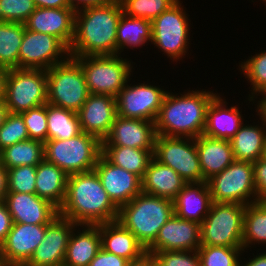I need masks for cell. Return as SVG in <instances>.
<instances>
[{
  "mask_svg": "<svg viewBox=\"0 0 266 266\" xmlns=\"http://www.w3.org/2000/svg\"><path fill=\"white\" fill-rule=\"evenodd\" d=\"M119 208L112 202L95 170L68 176L66 196L59 215L77 225L116 221Z\"/></svg>",
  "mask_w": 266,
  "mask_h": 266,
  "instance_id": "6da1fadb",
  "label": "cell"
},
{
  "mask_svg": "<svg viewBox=\"0 0 266 266\" xmlns=\"http://www.w3.org/2000/svg\"><path fill=\"white\" fill-rule=\"evenodd\" d=\"M122 14L119 0L76 11L69 56L116 55L117 26Z\"/></svg>",
  "mask_w": 266,
  "mask_h": 266,
  "instance_id": "7a4b0ae2",
  "label": "cell"
},
{
  "mask_svg": "<svg viewBox=\"0 0 266 266\" xmlns=\"http://www.w3.org/2000/svg\"><path fill=\"white\" fill-rule=\"evenodd\" d=\"M215 92L195 89L174 94L168 90L155 120L156 134L194 139L203 135L206 110Z\"/></svg>",
  "mask_w": 266,
  "mask_h": 266,
  "instance_id": "3957f363",
  "label": "cell"
},
{
  "mask_svg": "<svg viewBox=\"0 0 266 266\" xmlns=\"http://www.w3.org/2000/svg\"><path fill=\"white\" fill-rule=\"evenodd\" d=\"M173 214V200L141 192L119 208L117 221L147 249Z\"/></svg>",
  "mask_w": 266,
  "mask_h": 266,
  "instance_id": "277c9868",
  "label": "cell"
},
{
  "mask_svg": "<svg viewBox=\"0 0 266 266\" xmlns=\"http://www.w3.org/2000/svg\"><path fill=\"white\" fill-rule=\"evenodd\" d=\"M101 153L102 142L83 131L66 140H47L44 143L45 160L61 168L68 176L94 170Z\"/></svg>",
  "mask_w": 266,
  "mask_h": 266,
  "instance_id": "5b68a950",
  "label": "cell"
},
{
  "mask_svg": "<svg viewBox=\"0 0 266 266\" xmlns=\"http://www.w3.org/2000/svg\"><path fill=\"white\" fill-rule=\"evenodd\" d=\"M123 55L72 57L81 66L90 94L117 97L133 76V62ZM132 63V64H131Z\"/></svg>",
  "mask_w": 266,
  "mask_h": 266,
  "instance_id": "8992f818",
  "label": "cell"
},
{
  "mask_svg": "<svg viewBox=\"0 0 266 266\" xmlns=\"http://www.w3.org/2000/svg\"><path fill=\"white\" fill-rule=\"evenodd\" d=\"M46 73L47 103L77 113L90 95L80 64L69 56Z\"/></svg>",
  "mask_w": 266,
  "mask_h": 266,
  "instance_id": "52a82bcc",
  "label": "cell"
},
{
  "mask_svg": "<svg viewBox=\"0 0 266 266\" xmlns=\"http://www.w3.org/2000/svg\"><path fill=\"white\" fill-rule=\"evenodd\" d=\"M246 205L212 202L200 224L201 246L243 247V219Z\"/></svg>",
  "mask_w": 266,
  "mask_h": 266,
  "instance_id": "ba28073f",
  "label": "cell"
},
{
  "mask_svg": "<svg viewBox=\"0 0 266 266\" xmlns=\"http://www.w3.org/2000/svg\"><path fill=\"white\" fill-rule=\"evenodd\" d=\"M186 8L178 0L152 21V41L167 58L178 62L189 53L190 27Z\"/></svg>",
  "mask_w": 266,
  "mask_h": 266,
  "instance_id": "9c48e42d",
  "label": "cell"
},
{
  "mask_svg": "<svg viewBox=\"0 0 266 266\" xmlns=\"http://www.w3.org/2000/svg\"><path fill=\"white\" fill-rule=\"evenodd\" d=\"M46 103V70L19 68L8 70L5 104L9 113L20 114Z\"/></svg>",
  "mask_w": 266,
  "mask_h": 266,
  "instance_id": "30bf717a",
  "label": "cell"
},
{
  "mask_svg": "<svg viewBox=\"0 0 266 266\" xmlns=\"http://www.w3.org/2000/svg\"><path fill=\"white\" fill-rule=\"evenodd\" d=\"M207 183L212 202L248 205L257 201L252 162L234 160Z\"/></svg>",
  "mask_w": 266,
  "mask_h": 266,
  "instance_id": "8fae6325",
  "label": "cell"
},
{
  "mask_svg": "<svg viewBox=\"0 0 266 266\" xmlns=\"http://www.w3.org/2000/svg\"><path fill=\"white\" fill-rule=\"evenodd\" d=\"M153 157L171 167L187 183L205 181L194 138L157 135Z\"/></svg>",
  "mask_w": 266,
  "mask_h": 266,
  "instance_id": "7c38bea8",
  "label": "cell"
},
{
  "mask_svg": "<svg viewBox=\"0 0 266 266\" xmlns=\"http://www.w3.org/2000/svg\"><path fill=\"white\" fill-rule=\"evenodd\" d=\"M130 80L116 97L117 115L155 122L168 91L160 85H150L148 81L132 85Z\"/></svg>",
  "mask_w": 266,
  "mask_h": 266,
  "instance_id": "4fadbf2b",
  "label": "cell"
},
{
  "mask_svg": "<svg viewBox=\"0 0 266 266\" xmlns=\"http://www.w3.org/2000/svg\"><path fill=\"white\" fill-rule=\"evenodd\" d=\"M68 57V48L58 38L25 28L19 49V69L47 71Z\"/></svg>",
  "mask_w": 266,
  "mask_h": 266,
  "instance_id": "5bb4252c",
  "label": "cell"
},
{
  "mask_svg": "<svg viewBox=\"0 0 266 266\" xmlns=\"http://www.w3.org/2000/svg\"><path fill=\"white\" fill-rule=\"evenodd\" d=\"M49 224L13 223L0 246L3 266H24L44 239Z\"/></svg>",
  "mask_w": 266,
  "mask_h": 266,
  "instance_id": "9a60e30c",
  "label": "cell"
},
{
  "mask_svg": "<svg viewBox=\"0 0 266 266\" xmlns=\"http://www.w3.org/2000/svg\"><path fill=\"white\" fill-rule=\"evenodd\" d=\"M201 246L200 223L173 214L161 227L148 254L161 251H195Z\"/></svg>",
  "mask_w": 266,
  "mask_h": 266,
  "instance_id": "2e32d148",
  "label": "cell"
},
{
  "mask_svg": "<svg viewBox=\"0 0 266 266\" xmlns=\"http://www.w3.org/2000/svg\"><path fill=\"white\" fill-rule=\"evenodd\" d=\"M94 170L109 198L118 208L142 192V181L137 175L112 164L102 153Z\"/></svg>",
  "mask_w": 266,
  "mask_h": 266,
  "instance_id": "e0dca14e",
  "label": "cell"
},
{
  "mask_svg": "<svg viewBox=\"0 0 266 266\" xmlns=\"http://www.w3.org/2000/svg\"><path fill=\"white\" fill-rule=\"evenodd\" d=\"M76 225L58 215L46 227L44 239L24 266H63L68 240Z\"/></svg>",
  "mask_w": 266,
  "mask_h": 266,
  "instance_id": "ac0fdd59",
  "label": "cell"
},
{
  "mask_svg": "<svg viewBox=\"0 0 266 266\" xmlns=\"http://www.w3.org/2000/svg\"><path fill=\"white\" fill-rule=\"evenodd\" d=\"M156 136L155 122L117 115L102 146H124L154 153Z\"/></svg>",
  "mask_w": 266,
  "mask_h": 266,
  "instance_id": "d6986e66",
  "label": "cell"
},
{
  "mask_svg": "<svg viewBox=\"0 0 266 266\" xmlns=\"http://www.w3.org/2000/svg\"><path fill=\"white\" fill-rule=\"evenodd\" d=\"M77 115L81 130L102 142L109 135L117 116L116 98L110 95L90 94Z\"/></svg>",
  "mask_w": 266,
  "mask_h": 266,
  "instance_id": "ffe728a7",
  "label": "cell"
},
{
  "mask_svg": "<svg viewBox=\"0 0 266 266\" xmlns=\"http://www.w3.org/2000/svg\"><path fill=\"white\" fill-rule=\"evenodd\" d=\"M3 202L13 223L50 224L59 215L56 206L36 194L8 192Z\"/></svg>",
  "mask_w": 266,
  "mask_h": 266,
  "instance_id": "44dd1931",
  "label": "cell"
},
{
  "mask_svg": "<svg viewBox=\"0 0 266 266\" xmlns=\"http://www.w3.org/2000/svg\"><path fill=\"white\" fill-rule=\"evenodd\" d=\"M75 13L70 7H37L24 23L25 28L53 35L69 49L74 37Z\"/></svg>",
  "mask_w": 266,
  "mask_h": 266,
  "instance_id": "7402d4cb",
  "label": "cell"
},
{
  "mask_svg": "<svg viewBox=\"0 0 266 266\" xmlns=\"http://www.w3.org/2000/svg\"><path fill=\"white\" fill-rule=\"evenodd\" d=\"M221 96L218 93L207 107L203 135L215 139L230 140L242 126L245 119L239 107L231 105L228 108V102L225 101V97L222 98Z\"/></svg>",
  "mask_w": 266,
  "mask_h": 266,
  "instance_id": "603a6c76",
  "label": "cell"
},
{
  "mask_svg": "<svg viewBox=\"0 0 266 266\" xmlns=\"http://www.w3.org/2000/svg\"><path fill=\"white\" fill-rule=\"evenodd\" d=\"M99 233L103 250L127 259L129 262L147 254V250L135 235L117 220L99 224Z\"/></svg>",
  "mask_w": 266,
  "mask_h": 266,
  "instance_id": "cb8c5ba5",
  "label": "cell"
},
{
  "mask_svg": "<svg viewBox=\"0 0 266 266\" xmlns=\"http://www.w3.org/2000/svg\"><path fill=\"white\" fill-rule=\"evenodd\" d=\"M100 248L99 224H78L69 237L63 266H89Z\"/></svg>",
  "mask_w": 266,
  "mask_h": 266,
  "instance_id": "d4e9b609",
  "label": "cell"
},
{
  "mask_svg": "<svg viewBox=\"0 0 266 266\" xmlns=\"http://www.w3.org/2000/svg\"><path fill=\"white\" fill-rule=\"evenodd\" d=\"M195 141L201 172L206 182L235 160L230 140L200 135Z\"/></svg>",
  "mask_w": 266,
  "mask_h": 266,
  "instance_id": "484cf974",
  "label": "cell"
},
{
  "mask_svg": "<svg viewBox=\"0 0 266 266\" xmlns=\"http://www.w3.org/2000/svg\"><path fill=\"white\" fill-rule=\"evenodd\" d=\"M173 202L174 214L177 217L201 224L212 204L208 183H187Z\"/></svg>",
  "mask_w": 266,
  "mask_h": 266,
  "instance_id": "4316f807",
  "label": "cell"
},
{
  "mask_svg": "<svg viewBox=\"0 0 266 266\" xmlns=\"http://www.w3.org/2000/svg\"><path fill=\"white\" fill-rule=\"evenodd\" d=\"M142 192L145 194L174 200L187 182L171 167L154 157L142 178Z\"/></svg>",
  "mask_w": 266,
  "mask_h": 266,
  "instance_id": "83f0119b",
  "label": "cell"
},
{
  "mask_svg": "<svg viewBox=\"0 0 266 266\" xmlns=\"http://www.w3.org/2000/svg\"><path fill=\"white\" fill-rule=\"evenodd\" d=\"M68 175L45 159L36 166L35 194L58 209L62 206L67 189Z\"/></svg>",
  "mask_w": 266,
  "mask_h": 266,
  "instance_id": "f1b7e54d",
  "label": "cell"
},
{
  "mask_svg": "<svg viewBox=\"0 0 266 266\" xmlns=\"http://www.w3.org/2000/svg\"><path fill=\"white\" fill-rule=\"evenodd\" d=\"M262 125V126H261ZM266 127L262 124H242L230 139L234 159L237 161L256 162L262 157Z\"/></svg>",
  "mask_w": 266,
  "mask_h": 266,
  "instance_id": "f546056e",
  "label": "cell"
},
{
  "mask_svg": "<svg viewBox=\"0 0 266 266\" xmlns=\"http://www.w3.org/2000/svg\"><path fill=\"white\" fill-rule=\"evenodd\" d=\"M152 41V21L121 15L117 26L116 54L124 49L139 48Z\"/></svg>",
  "mask_w": 266,
  "mask_h": 266,
  "instance_id": "4dcf8cb0",
  "label": "cell"
},
{
  "mask_svg": "<svg viewBox=\"0 0 266 266\" xmlns=\"http://www.w3.org/2000/svg\"><path fill=\"white\" fill-rule=\"evenodd\" d=\"M102 154L114 165L137 175L141 180L153 158L151 150L124 146H102Z\"/></svg>",
  "mask_w": 266,
  "mask_h": 266,
  "instance_id": "1f68e13d",
  "label": "cell"
},
{
  "mask_svg": "<svg viewBox=\"0 0 266 266\" xmlns=\"http://www.w3.org/2000/svg\"><path fill=\"white\" fill-rule=\"evenodd\" d=\"M1 164L8 170L13 167L37 166L45 159L44 143L27 139L0 151Z\"/></svg>",
  "mask_w": 266,
  "mask_h": 266,
  "instance_id": "d6a6232c",
  "label": "cell"
},
{
  "mask_svg": "<svg viewBox=\"0 0 266 266\" xmlns=\"http://www.w3.org/2000/svg\"><path fill=\"white\" fill-rule=\"evenodd\" d=\"M266 244V200L246 205L243 219L242 246L245 252L252 245ZM251 245V246H250Z\"/></svg>",
  "mask_w": 266,
  "mask_h": 266,
  "instance_id": "836d02e7",
  "label": "cell"
},
{
  "mask_svg": "<svg viewBox=\"0 0 266 266\" xmlns=\"http://www.w3.org/2000/svg\"><path fill=\"white\" fill-rule=\"evenodd\" d=\"M47 140H66L82 132L76 112L47 103Z\"/></svg>",
  "mask_w": 266,
  "mask_h": 266,
  "instance_id": "e575fe53",
  "label": "cell"
},
{
  "mask_svg": "<svg viewBox=\"0 0 266 266\" xmlns=\"http://www.w3.org/2000/svg\"><path fill=\"white\" fill-rule=\"evenodd\" d=\"M25 24L0 21V66L19 68V49L24 36Z\"/></svg>",
  "mask_w": 266,
  "mask_h": 266,
  "instance_id": "d590c367",
  "label": "cell"
},
{
  "mask_svg": "<svg viewBox=\"0 0 266 266\" xmlns=\"http://www.w3.org/2000/svg\"><path fill=\"white\" fill-rule=\"evenodd\" d=\"M239 70L248 83H251V94L248 101L259 93L266 91V50L251 55L246 61L239 63Z\"/></svg>",
  "mask_w": 266,
  "mask_h": 266,
  "instance_id": "8d00e7d4",
  "label": "cell"
},
{
  "mask_svg": "<svg viewBox=\"0 0 266 266\" xmlns=\"http://www.w3.org/2000/svg\"><path fill=\"white\" fill-rule=\"evenodd\" d=\"M243 247L200 246V266H240Z\"/></svg>",
  "mask_w": 266,
  "mask_h": 266,
  "instance_id": "74e56055",
  "label": "cell"
},
{
  "mask_svg": "<svg viewBox=\"0 0 266 266\" xmlns=\"http://www.w3.org/2000/svg\"><path fill=\"white\" fill-rule=\"evenodd\" d=\"M126 16L153 21L178 0H119Z\"/></svg>",
  "mask_w": 266,
  "mask_h": 266,
  "instance_id": "f35d334b",
  "label": "cell"
},
{
  "mask_svg": "<svg viewBox=\"0 0 266 266\" xmlns=\"http://www.w3.org/2000/svg\"><path fill=\"white\" fill-rule=\"evenodd\" d=\"M27 139H29V135L22 116L8 113L0 127V151Z\"/></svg>",
  "mask_w": 266,
  "mask_h": 266,
  "instance_id": "ab89813d",
  "label": "cell"
},
{
  "mask_svg": "<svg viewBox=\"0 0 266 266\" xmlns=\"http://www.w3.org/2000/svg\"><path fill=\"white\" fill-rule=\"evenodd\" d=\"M26 125L29 139L47 141V103L20 113Z\"/></svg>",
  "mask_w": 266,
  "mask_h": 266,
  "instance_id": "60d3db41",
  "label": "cell"
},
{
  "mask_svg": "<svg viewBox=\"0 0 266 266\" xmlns=\"http://www.w3.org/2000/svg\"><path fill=\"white\" fill-rule=\"evenodd\" d=\"M8 192L35 194L36 166H20L7 170Z\"/></svg>",
  "mask_w": 266,
  "mask_h": 266,
  "instance_id": "b9f144b4",
  "label": "cell"
},
{
  "mask_svg": "<svg viewBox=\"0 0 266 266\" xmlns=\"http://www.w3.org/2000/svg\"><path fill=\"white\" fill-rule=\"evenodd\" d=\"M35 9L33 0H0V21L25 23Z\"/></svg>",
  "mask_w": 266,
  "mask_h": 266,
  "instance_id": "7bdbcfd3",
  "label": "cell"
},
{
  "mask_svg": "<svg viewBox=\"0 0 266 266\" xmlns=\"http://www.w3.org/2000/svg\"><path fill=\"white\" fill-rule=\"evenodd\" d=\"M156 266H200L198 250L161 251L152 254Z\"/></svg>",
  "mask_w": 266,
  "mask_h": 266,
  "instance_id": "ee69618b",
  "label": "cell"
},
{
  "mask_svg": "<svg viewBox=\"0 0 266 266\" xmlns=\"http://www.w3.org/2000/svg\"><path fill=\"white\" fill-rule=\"evenodd\" d=\"M253 175L257 201L266 200V159L253 162Z\"/></svg>",
  "mask_w": 266,
  "mask_h": 266,
  "instance_id": "f6af8a7d",
  "label": "cell"
},
{
  "mask_svg": "<svg viewBox=\"0 0 266 266\" xmlns=\"http://www.w3.org/2000/svg\"><path fill=\"white\" fill-rule=\"evenodd\" d=\"M128 264L129 261L127 259L100 248L96 256L89 263V266H128Z\"/></svg>",
  "mask_w": 266,
  "mask_h": 266,
  "instance_id": "bcb514c9",
  "label": "cell"
},
{
  "mask_svg": "<svg viewBox=\"0 0 266 266\" xmlns=\"http://www.w3.org/2000/svg\"><path fill=\"white\" fill-rule=\"evenodd\" d=\"M13 221L4 202H0V246L11 230Z\"/></svg>",
  "mask_w": 266,
  "mask_h": 266,
  "instance_id": "7dc6e473",
  "label": "cell"
},
{
  "mask_svg": "<svg viewBox=\"0 0 266 266\" xmlns=\"http://www.w3.org/2000/svg\"><path fill=\"white\" fill-rule=\"evenodd\" d=\"M113 1L115 0H67L69 7L75 12L88 7L104 6Z\"/></svg>",
  "mask_w": 266,
  "mask_h": 266,
  "instance_id": "c3c4849f",
  "label": "cell"
},
{
  "mask_svg": "<svg viewBox=\"0 0 266 266\" xmlns=\"http://www.w3.org/2000/svg\"><path fill=\"white\" fill-rule=\"evenodd\" d=\"M257 96H262L261 99L258 98ZM259 99L258 102L255 100V99ZM257 102V106L255 107L256 108V112L258 113L257 116L259 115V119L260 122H262V124L266 127V91L262 92V93H259L257 94L256 96H254L252 98V101L254 103Z\"/></svg>",
  "mask_w": 266,
  "mask_h": 266,
  "instance_id": "681fc988",
  "label": "cell"
},
{
  "mask_svg": "<svg viewBox=\"0 0 266 266\" xmlns=\"http://www.w3.org/2000/svg\"><path fill=\"white\" fill-rule=\"evenodd\" d=\"M36 8H66L69 7L67 0H33Z\"/></svg>",
  "mask_w": 266,
  "mask_h": 266,
  "instance_id": "f907efd6",
  "label": "cell"
},
{
  "mask_svg": "<svg viewBox=\"0 0 266 266\" xmlns=\"http://www.w3.org/2000/svg\"><path fill=\"white\" fill-rule=\"evenodd\" d=\"M8 193V174L7 169L0 162V202L4 201Z\"/></svg>",
  "mask_w": 266,
  "mask_h": 266,
  "instance_id": "816d5d0a",
  "label": "cell"
},
{
  "mask_svg": "<svg viewBox=\"0 0 266 266\" xmlns=\"http://www.w3.org/2000/svg\"><path fill=\"white\" fill-rule=\"evenodd\" d=\"M253 256L254 257L251 259L249 257V261H244L245 263L240 260V266H266V251L259 254L257 253V255H254L253 253Z\"/></svg>",
  "mask_w": 266,
  "mask_h": 266,
  "instance_id": "f5cc1de1",
  "label": "cell"
},
{
  "mask_svg": "<svg viewBox=\"0 0 266 266\" xmlns=\"http://www.w3.org/2000/svg\"><path fill=\"white\" fill-rule=\"evenodd\" d=\"M128 266H156L151 254H145L142 258L129 262Z\"/></svg>",
  "mask_w": 266,
  "mask_h": 266,
  "instance_id": "db71d44e",
  "label": "cell"
},
{
  "mask_svg": "<svg viewBox=\"0 0 266 266\" xmlns=\"http://www.w3.org/2000/svg\"><path fill=\"white\" fill-rule=\"evenodd\" d=\"M8 70V68L0 66V101H5L6 78L8 75Z\"/></svg>",
  "mask_w": 266,
  "mask_h": 266,
  "instance_id": "11a10c76",
  "label": "cell"
},
{
  "mask_svg": "<svg viewBox=\"0 0 266 266\" xmlns=\"http://www.w3.org/2000/svg\"><path fill=\"white\" fill-rule=\"evenodd\" d=\"M8 113L9 112L5 104V101H0V127L3 125L4 120Z\"/></svg>",
  "mask_w": 266,
  "mask_h": 266,
  "instance_id": "9f6ffc18",
  "label": "cell"
},
{
  "mask_svg": "<svg viewBox=\"0 0 266 266\" xmlns=\"http://www.w3.org/2000/svg\"><path fill=\"white\" fill-rule=\"evenodd\" d=\"M261 158L266 159V137H265V141H264L263 153H262Z\"/></svg>",
  "mask_w": 266,
  "mask_h": 266,
  "instance_id": "6f0895ef",
  "label": "cell"
}]
</instances>
